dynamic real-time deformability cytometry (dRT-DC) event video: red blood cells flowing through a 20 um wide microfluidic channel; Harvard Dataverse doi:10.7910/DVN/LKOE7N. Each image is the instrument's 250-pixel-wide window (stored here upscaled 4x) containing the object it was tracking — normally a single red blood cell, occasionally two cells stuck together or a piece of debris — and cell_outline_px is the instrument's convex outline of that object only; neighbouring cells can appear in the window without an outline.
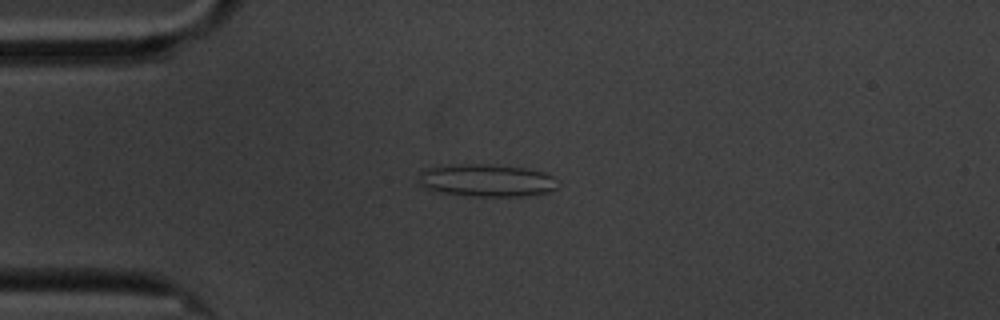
{"species": "common noctule bat (a hibernating species)", "species_latin": "Nyctalus noctula", "temperature_condition": "cold", "stored_images_in_passage": 55, "camera_frame_rate_fps": 3000, "um_per_image_px": 0.085, "animal": {"sex": "male", "body_mass_g": 20.1, "forearm_length_mm": 53.5}, "frame": {"image": 1, "passage_image": 11, "time_ms": 3.333, "image_size_px": [1000, 320], "cell_outline_px": [[560, 184], [556, 188], [548, 192], [524, 196], [472, 196], [440, 192], [416, 184], [420, 172], [424, 168], [440, 164], [492, 164], [524, 168], [544, 172], [560, 180]], "centroid_in_image_um": [41.33, 15.32], "position_along_channel_um": 43.7, "area_um2": 26.93}}
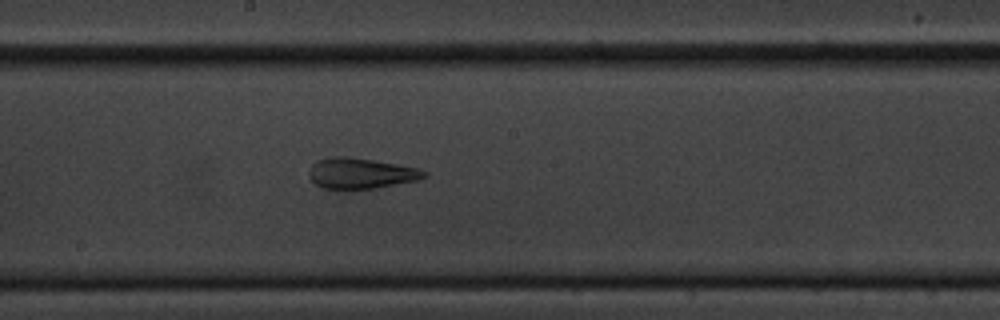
{"frame": {"image": 2, "passage_image": 28, "time_ms": 9.0, "image_size_px": [1000, 320], "cell_outline_px": [[428, 176], [420, 180], [376, 188], [324, 188], [316, 184], [308, 176], [308, 172], [312, 164], [316, 160], [332, 156], [348, 156], [396, 164], [416, 168], [428, 172]], "centroid_in_image_um": [30.67, 14.72], "position_along_channel_um": 217.5, "area_um2": 20.52}}
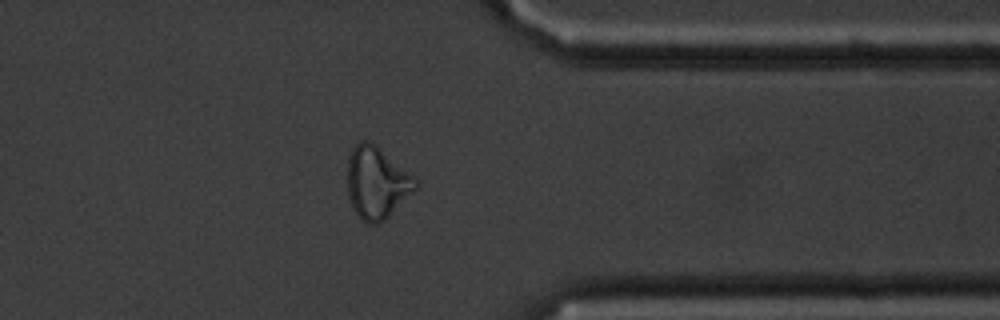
{"frame": {"image": 3, "passage_image": 43, "time_ms": 14.0, "image_size_px": [1000, 320], "cell_outline_px": [[420, 184], [384, 220], [376, 224], [368, 224], [356, 212], [348, 196], [348, 160], [352, 148], [360, 140], [368, 140], [376, 144], [412, 176]], "centroid_in_image_um": [32.0, 15.5], "position_along_channel_um": 379.4, "area_um2": 27.92}, "authors_computed_cell_mechanics": {"area_um2": 24.7384, "velocity_mm_per_s": 3.4019, "shape_relaxation_time_tau1_ms": null, "shape_relaxation_time_tau2_ms": 2.5368, "deformation_change_tau1": null, "deformation_change_tau2": 0.121}}